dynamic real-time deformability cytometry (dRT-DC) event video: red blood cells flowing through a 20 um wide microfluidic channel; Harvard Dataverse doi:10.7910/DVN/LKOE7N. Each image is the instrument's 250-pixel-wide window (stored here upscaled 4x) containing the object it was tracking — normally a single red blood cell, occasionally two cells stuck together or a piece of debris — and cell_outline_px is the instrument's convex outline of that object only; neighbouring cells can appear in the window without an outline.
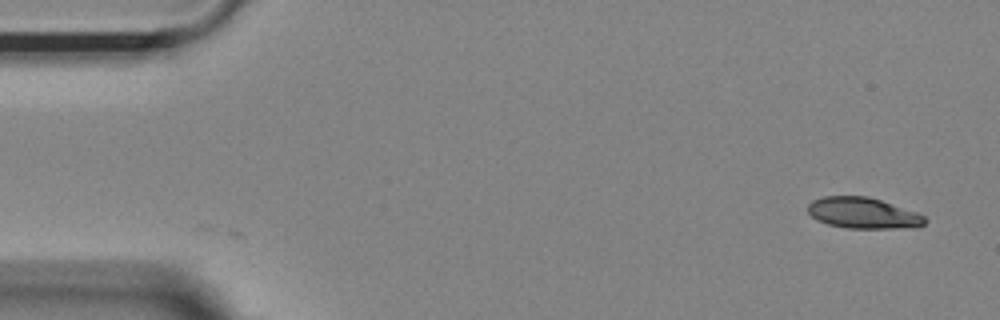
{"species": "Egyptian fruit bat (a non-hibernating species)", "species_latin": "Rousettus aegyptiacus", "temperature_condition": "room temperature", "stored_images_in_passage": 3, "camera_frame_rate_fps": 3000, "um_per_image_px": 0.085, "animal": {"sex": "female"}, "frame": {"image": 1, "passage_image": 3, "time_ms": 0.667, "image_size_px": [1000, 320], "cell_outline_px": [[928, 220], [924, 224], [916, 228], [848, 228], [828, 224], [816, 220], [808, 212], [808, 204], [812, 200], [824, 196], [868, 196], [916, 212], [924, 216]], "centroid_in_image_um": [73.36, 18.11], "position_along_channel_um": 11.6, "area_um2": 21.15}}